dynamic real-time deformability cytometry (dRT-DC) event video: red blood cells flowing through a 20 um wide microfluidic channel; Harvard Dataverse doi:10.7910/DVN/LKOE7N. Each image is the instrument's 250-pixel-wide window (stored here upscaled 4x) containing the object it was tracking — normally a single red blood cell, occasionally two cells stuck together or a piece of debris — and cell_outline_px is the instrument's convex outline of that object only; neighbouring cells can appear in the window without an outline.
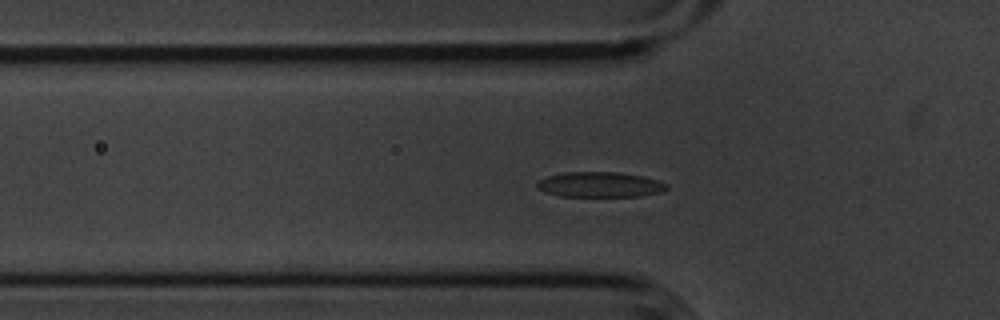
{"species": "common noctule bat (a hibernating species)", "species_latin": "Nyctalus noctula", "temperature_condition": "cold", "stored_images_in_passage": 55, "segment_of_instrument_passage": [1, 2], "camera_frame_rate_fps": 3000, "um_per_image_px": 0.085, "animal": {"sex": "male", "body_mass_g": 20.1, "forearm_length_mm": 53.5}, "frame": {"image": 1, "passage_image": 17, "time_ms": 5.333, "image_size_px": [1000, 320], "cell_outline_px": [[668, 188], [660, 192], [640, 196], [560, 196], [544, 192], [536, 184], [540, 180], [548, 176], [564, 172], [616, 172], [640, 176], [656, 180], [668, 184]], "centroid_in_image_um": [50.99, 15.69], "position_along_channel_um": 74.8, "area_um2": 18.79}}
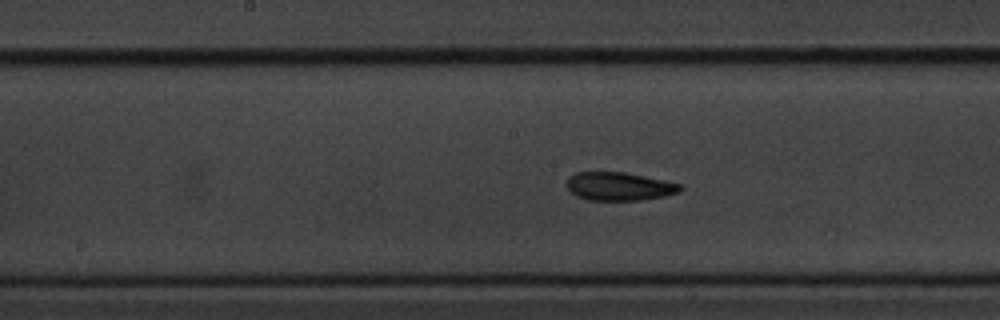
{"frame": {"image": 2, "passage_image": 27, "time_ms": 8.667, "image_size_px": [1000, 320], "cell_outline_px": [[684, 188], [680, 192], [664, 196], [640, 200], [588, 200], [576, 196], [568, 188], [568, 176], [576, 172], [624, 172], [664, 180], [680, 184]], "centroid_in_image_um": [52.64, 15.84], "position_along_channel_um": 195.6, "area_um2": 18.67}}
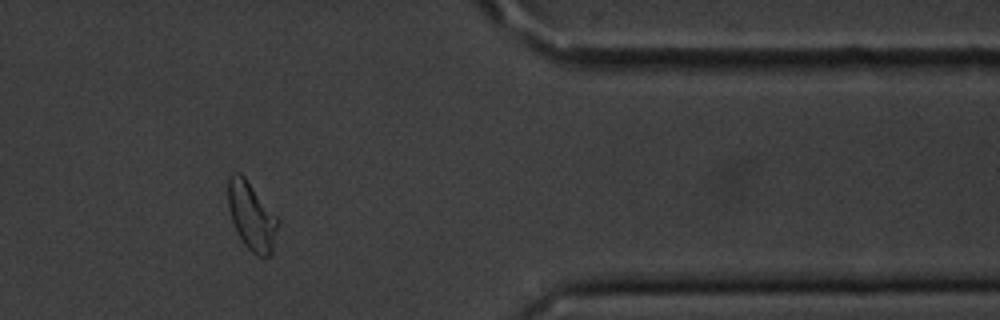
{"frame": {"image": 3, "passage_image": 45, "time_ms": 14.667, "image_size_px": [1000, 320], "cell_outline_px": [[280, 220], [272, 252], [268, 256], [256, 256], [244, 244], [232, 220], [228, 208], [228, 176], [232, 172], [240, 172], [244, 176]], "centroid_in_image_um": [21.39, 18.35], "position_along_channel_um": 390.0, "area_um2": 19.65}}